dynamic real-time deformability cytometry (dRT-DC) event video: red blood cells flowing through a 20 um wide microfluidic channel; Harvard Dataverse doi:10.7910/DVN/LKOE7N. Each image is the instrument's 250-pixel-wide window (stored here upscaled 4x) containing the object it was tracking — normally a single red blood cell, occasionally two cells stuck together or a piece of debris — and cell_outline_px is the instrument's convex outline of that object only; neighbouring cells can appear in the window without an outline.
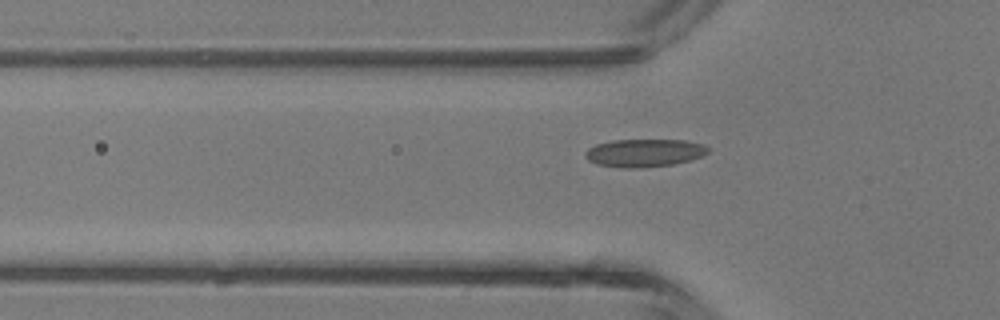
{"species": "common noctule bat (a hibernating species)", "species_latin": "Nyctalus noctula", "temperature_condition": "room temperature", "stored_images_in_passage": 5, "camera_frame_rate_fps": 3000, "um_per_image_px": 0.085, "animal": {"sex": "male", "body_mass_g": 13.3}, "frame": {"image": 1, "passage_image": 5, "time_ms": 5.667, "image_size_px": [1000, 320], "cell_outline_px": [[708, 152], [700, 156], [688, 160], [672, 164], [636, 168], [620, 168], [596, 164], [588, 160], [584, 156], [584, 152], [588, 148], [596, 144], [612, 140], [684, 140], [704, 144], [708, 148]], "centroid_in_image_um": [54.7, 12.99], "position_along_channel_um": 71.1, "area_um2": 19.88}}